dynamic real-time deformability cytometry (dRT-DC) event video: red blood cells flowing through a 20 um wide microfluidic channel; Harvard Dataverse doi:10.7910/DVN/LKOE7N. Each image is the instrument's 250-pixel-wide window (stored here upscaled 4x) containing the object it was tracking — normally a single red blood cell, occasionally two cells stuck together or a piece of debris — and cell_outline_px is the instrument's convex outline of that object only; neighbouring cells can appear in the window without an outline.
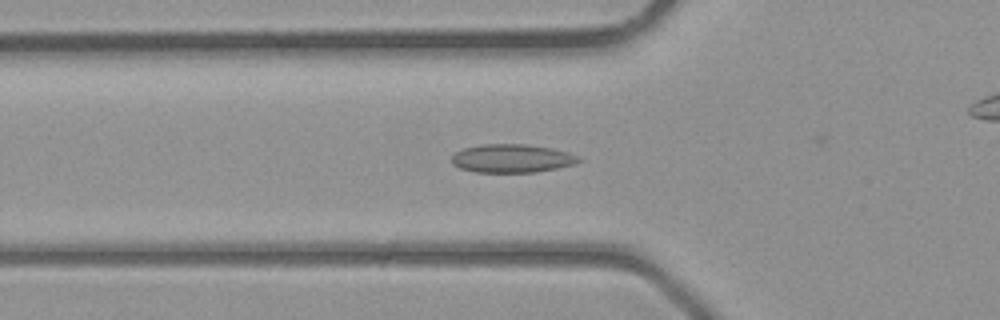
{"species": "common noctule bat (a hibernating species)", "species_latin": "Nyctalus noctula", "temperature_condition": "room temperature", "stored_images_in_passage": 30, "camera_frame_rate_fps": 3000, "um_per_image_px": 0.085, "animal": {"sex": "male", "body_mass_g": 23.1, "forearm_length_mm": 52.7}, "frame": {"image": 1, "passage_image": 3, "time_ms": 0.667, "image_size_px": [1000, 320], "cell_outline_px": [[584, 160], [576, 164], [536, 172], [476, 172], [460, 168], [452, 164], [452, 156], [456, 152], [464, 148], [484, 144], [528, 144], [552, 148], [568, 152], [580, 156]], "centroid_in_image_um": [43.57, 13.46], "position_along_channel_um": 82.2, "area_um2": 21.15}}
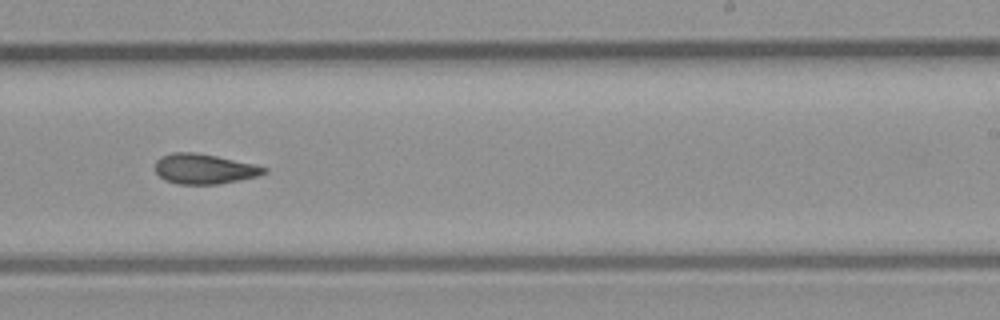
{"frame": {"image": 2, "passage_image": 14, "time_ms": 4.333, "image_size_px": [1000, 320], "cell_outline_px": [[268, 172], [260, 176], [220, 184], [176, 184], [164, 180], [156, 172], [156, 160], [160, 156], [172, 152], [196, 152], [256, 164], [268, 168]], "centroid_in_image_um": [17.39, 14.36], "position_along_channel_um": 271.6, "area_um2": 19.36}}
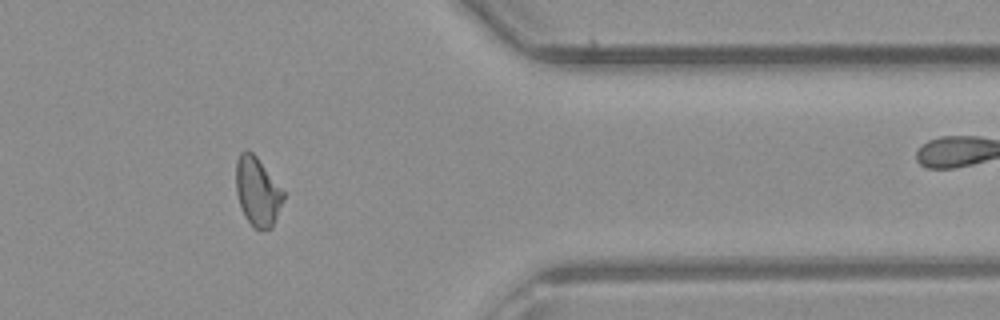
{"frame": {"image": 3, "passage_image": 22, "time_ms": 7.0, "image_size_px": [1000, 320], "cell_outline_px": [[284, 200], [272, 228], [252, 228], [244, 216], [236, 192], [236, 160], [240, 152], [244, 148], [252, 152], [256, 156], [284, 192]], "centroid_in_image_um": [21.87, 16.27], "position_along_channel_um": 389.5, "area_um2": 18.96}}